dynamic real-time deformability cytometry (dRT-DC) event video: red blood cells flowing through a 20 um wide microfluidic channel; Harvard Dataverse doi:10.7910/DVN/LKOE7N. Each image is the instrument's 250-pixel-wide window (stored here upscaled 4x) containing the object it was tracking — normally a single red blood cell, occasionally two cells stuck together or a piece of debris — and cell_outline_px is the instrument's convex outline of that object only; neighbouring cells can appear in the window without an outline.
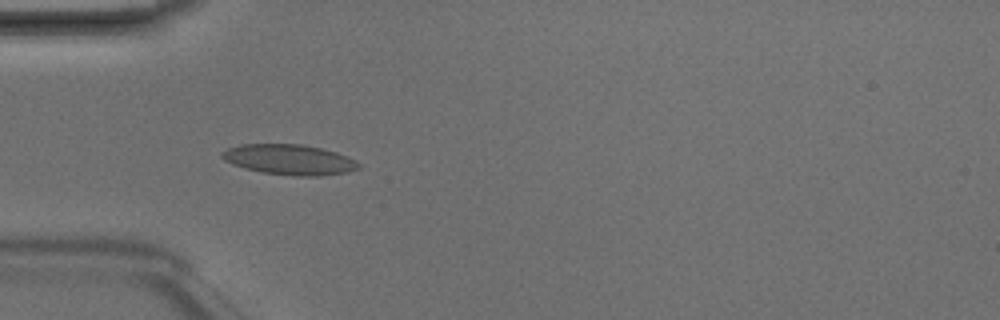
{"species": "Egyptian fruit bat (a non-hibernating species)", "species_latin": "Rousettus aegyptiacus", "temperature_condition": "room temperature", "stored_images_in_passage": 6, "camera_frame_rate_fps": 3000, "um_per_image_px": 0.085, "animal": {"sex": "male"}, "frame": {"image": 1, "passage_image": 5, "time_ms": 1.333, "image_size_px": [1000, 320], "cell_outline_px": [[360, 168], [348, 172], [320, 176], [292, 176], [264, 172], [244, 168], [232, 164], [224, 160], [220, 156], [220, 152], [228, 148], [240, 144], [300, 144], [320, 148], [336, 152], [356, 160], [360, 164]], "centroid_in_image_um": [24.59, 13.57], "position_along_channel_um": 60.4, "area_um2": 24.22}}